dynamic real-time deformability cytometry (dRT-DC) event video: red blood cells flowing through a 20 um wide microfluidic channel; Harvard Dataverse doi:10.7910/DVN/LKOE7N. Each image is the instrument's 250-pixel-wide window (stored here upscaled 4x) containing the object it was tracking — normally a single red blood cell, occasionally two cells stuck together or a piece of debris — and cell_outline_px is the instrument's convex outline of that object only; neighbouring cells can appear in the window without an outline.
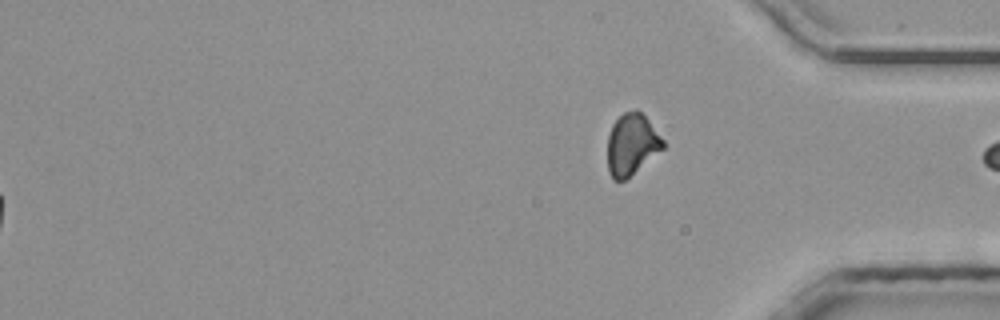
{"species": "common noctule bat (a hibernating species)", "species_latin": "Nyctalus noctula", "temperature_condition": "room temperature", "stored_images_in_passage": 52, "segment_of_instrument_passage": [2, 2], "camera_frame_rate_fps": 3000, "um_per_image_px": 0.085, "animal": {"sex": "male", "body_mass_g": 20.4}, "frame": {"image": 1, "passage_image": 52, "time_ms": 17.0, "image_size_px": [1000, 320], "cell_outline_px": [[664, 148], [624, 180], [612, 180], [608, 172], [608, 136], [612, 124], [624, 112], [636, 108], [648, 120], [664, 140]], "centroid_in_image_um": [53.68, 12.26], "position_along_channel_um": 381.5, "area_um2": 19.65}}